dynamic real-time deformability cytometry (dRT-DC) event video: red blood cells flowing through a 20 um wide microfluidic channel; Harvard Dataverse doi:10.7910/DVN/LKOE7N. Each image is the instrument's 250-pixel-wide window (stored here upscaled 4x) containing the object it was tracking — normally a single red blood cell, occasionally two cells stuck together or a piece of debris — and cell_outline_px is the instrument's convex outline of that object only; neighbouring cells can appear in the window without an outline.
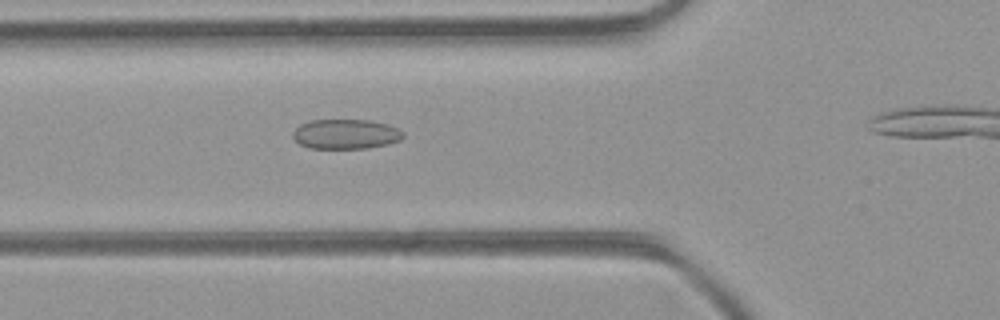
{"species": "common noctule bat (a hibernating species)", "species_latin": "Nyctalus noctula", "temperature_condition": "room temperature", "stored_images_in_passage": 32, "camera_frame_rate_fps": 3000, "um_per_image_px": 0.085, "animal": {"sex": "female", "body_mass_g": 21.9}, "frame": {"image": 1, "passage_image": 11, "time_ms": 3.333, "image_size_px": [1000, 320], "cell_outline_px": [[404, 136], [400, 140], [388, 144], [368, 148], [308, 148], [300, 144], [292, 136], [292, 132], [300, 124], [312, 120], [372, 120], [388, 124], [400, 128], [404, 132]], "centroid_in_image_um": [29.42, 11.39], "position_along_channel_um": 96.4, "area_um2": 19.31}}
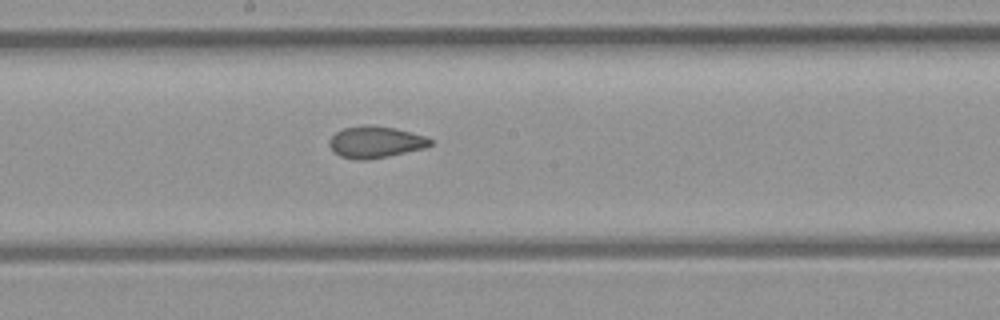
{"frame": {"image": 2, "passage_image": 19, "time_ms": 6.0, "image_size_px": [1000, 320], "cell_outline_px": [[432, 144], [424, 148], [388, 156], [368, 160], [360, 160], [340, 156], [332, 152], [328, 144], [328, 140], [336, 132], [344, 128], [396, 128], [428, 136], [432, 140]], "centroid_in_image_um": [31.93, 12.12], "position_along_channel_um": 216.3, "area_um2": 18.09}}
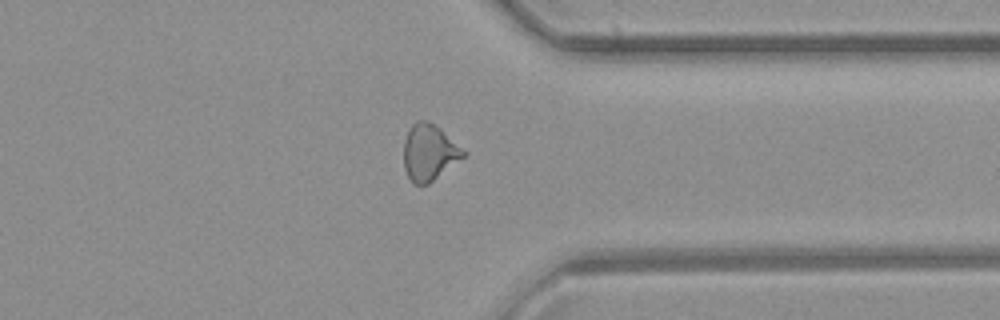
{"frame": {"image": 3, "passage_image": 30, "time_ms": 9.667, "image_size_px": [1000, 320], "cell_outline_px": [[468, 152], [464, 156], [428, 184], [412, 184], [404, 168], [404, 140], [408, 128], [416, 120], [428, 120], [440, 128]], "centroid_in_image_um": [36.47, 12.93], "position_along_channel_um": 374.9, "area_um2": 19.59}}